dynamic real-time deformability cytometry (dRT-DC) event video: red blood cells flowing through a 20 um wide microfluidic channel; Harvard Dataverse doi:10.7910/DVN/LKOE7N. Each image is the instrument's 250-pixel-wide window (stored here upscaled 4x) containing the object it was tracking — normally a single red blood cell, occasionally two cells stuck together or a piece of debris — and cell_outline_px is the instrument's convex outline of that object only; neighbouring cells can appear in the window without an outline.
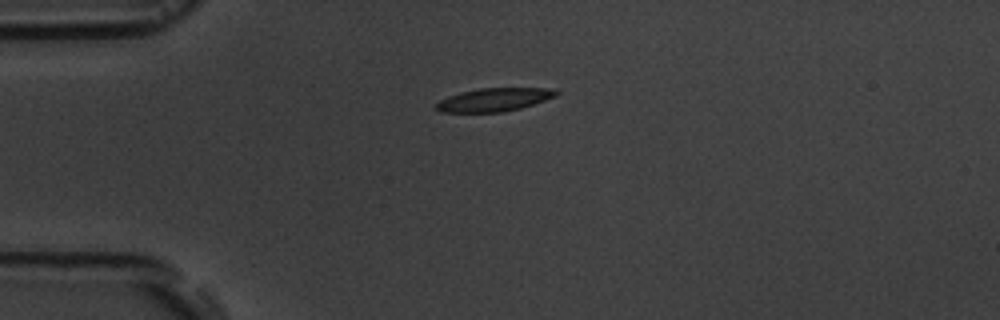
{"species": "common noctule bat (a hibernating species)", "species_latin": "Nyctalus noctula", "temperature_condition": "room temperature", "stored_images_in_passage": 2, "camera_frame_rate_fps": 3000, "um_per_image_px": 0.085, "animal": {"sex": "male", "body_mass_g": 19.5, "forearm_length_mm": 54.6}, "frame": {"image": 1, "passage_image": 1, "time_ms": 0.0, "image_size_px": [1000, 320], "cell_outline_px": [[560, 92], [556, 96], [520, 108], [504, 112], [440, 112], [432, 108], [440, 100], [448, 96], [460, 92], [480, 88], [548, 88]], "centroid_in_image_um": [41.94, 8.47], "position_along_channel_um": 43.1, "area_um2": 16.24}}